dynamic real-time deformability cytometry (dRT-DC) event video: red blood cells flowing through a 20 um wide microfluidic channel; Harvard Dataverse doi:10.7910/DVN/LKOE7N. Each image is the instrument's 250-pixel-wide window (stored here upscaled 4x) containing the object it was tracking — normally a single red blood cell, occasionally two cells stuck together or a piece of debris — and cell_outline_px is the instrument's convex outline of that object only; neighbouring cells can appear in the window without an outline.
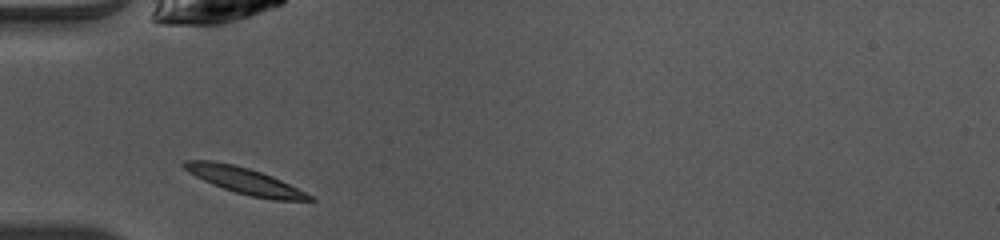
{"species": "common noctule bat (a hibernating species)", "species_latin": "Nyctalus noctula", "temperature_condition": "warm", "stored_images_in_passage": 32, "camera_frame_rate_fps": 3000, "um_per_image_px": 0.085, "animal": {"sex": "female", "body_mass_g": 10.0, "forearm_length_mm": 53.1}, "frame": {"image": 1, "passage_image": 1, "time_ms": 0.0, "image_size_px": [1000, 240], "cell_outline_px": [[316, 200], [272, 200], [252, 196], [236, 192], [224, 188], [204, 180], [188, 172], [180, 164], [184, 160], [212, 160], [232, 164], [248, 168], [272, 176], [312, 196]], "centroid_in_image_um": [20.75, 15.34], "position_along_channel_um": 64.3, "area_um2": 18.79}}
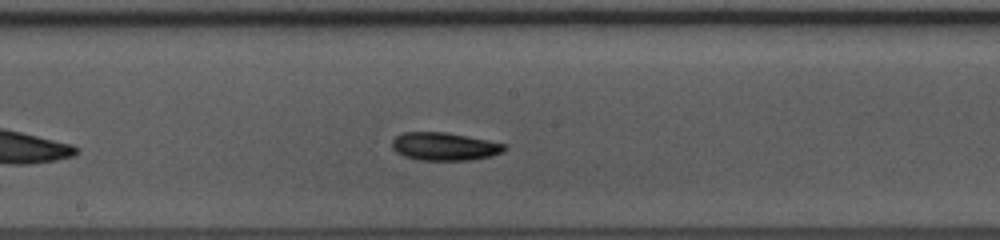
{"frame": {"image": 2, "passage_image": 12, "time_ms": 3.667, "image_size_px": [1000, 240], "cell_outline_px": [[508, 148], [504, 152], [492, 156], [468, 160], [420, 160], [404, 156], [396, 152], [392, 148], [392, 140], [396, 136], [404, 132], [448, 132], [488, 140], [504, 144]], "centroid_in_image_um": [37.79, 12.45], "position_along_channel_um": 210.4, "area_um2": 18.44}}
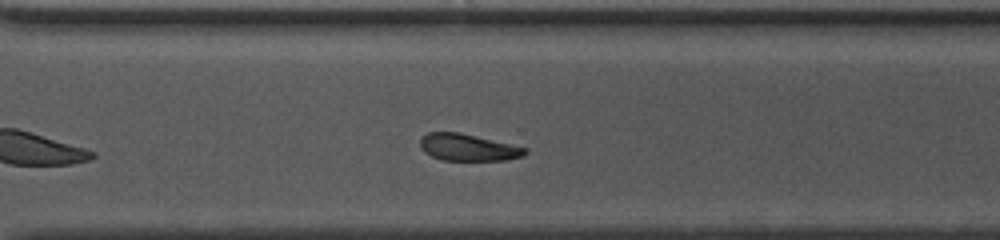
{"frame": {"image": 3, "passage_image": 21, "time_ms": 6.667, "image_size_px": [1000, 240], "cell_outline_px": [[528, 152], [524, 156], [508, 160], [440, 160], [424, 152], [420, 148], [420, 136], [428, 132], [460, 132], [528, 148]], "centroid_in_image_um": [39.77, 12.53], "position_along_channel_um": 330.8, "area_um2": 16.65}, "authors_computed_cell_mechanics": {"area_um2": 17.8891, "velocity_mm_per_s": 4.0314, "shape_relaxation_time_tau1_ms": 2.0341, "shape_relaxation_time_tau2_ms": null, "deformation_change_tau1": 0.0899, "deformation_change_tau2": null}}